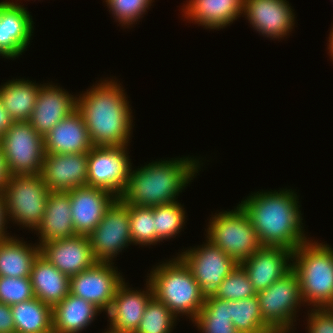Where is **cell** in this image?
Listing matches in <instances>:
<instances>
[{
	"label": "cell",
	"instance_id": "7bdbcfd3",
	"mask_svg": "<svg viewBox=\"0 0 333 333\" xmlns=\"http://www.w3.org/2000/svg\"><path fill=\"white\" fill-rule=\"evenodd\" d=\"M328 49L329 50V55L332 57V61H333V26L332 29L330 30V34H329V41H328Z\"/></svg>",
	"mask_w": 333,
	"mask_h": 333
},
{
	"label": "cell",
	"instance_id": "4dcf8cb0",
	"mask_svg": "<svg viewBox=\"0 0 333 333\" xmlns=\"http://www.w3.org/2000/svg\"><path fill=\"white\" fill-rule=\"evenodd\" d=\"M231 321L239 333H275L263 321L257 294L232 301Z\"/></svg>",
	"mask_w": 333,
	"mask_h": 333
},
{
	"label": "cell",
	"instance_id": "60d3db41",
	"mask_svg": "<svg viewBox=\"0 0 333 333\" xmlns=\"http://www.w3.org/2000/svg\"><path fill=\"white\" fill-rule=\"evenodd\" d=\"M14 122L15 121L11 118L0 101V136L3 135Z\"/></svg>",
	"mask_w": 333,
	"mask_h": 333
},
{
	"label": "cell",
	"instance_id": "d4e9b609",
	"mask_svg": "<svg viewBox=\"0 0 333 333\" xmlns=\"http://www.w3.org/2000/svg\"><path fill=\"white\" fill-rule=\"evenodd\" d=\"M101 313L93 303L69 293L52 307L53 333H81Z\"/></svg>",
	"mask_w": 333,
	"mask_h": 333
},
{
	"label": "cell",
	"instance_id": "6da1fadb",
	"mask_svg": "<svg viewBox=\"0 0 333 333\" xmlns=\"http://www.w3.org/2000/svg\"><path fill=\"white\" fill-rule=\"evenodd\" d=\"M99 82L77 95V110L84 119L91 142L95 147L128 146L133 115L125 89L113 77Z\"/></svg>",
	"mask_w": 333,
	"mask_h": 333
},
{
	"label": "cell",
	"instance_id": "5b68a950",
	"mask_svg": "<svg viewBox=\"0 0 333 333\" xmlns=\"http://www.w3.org/2000/svg\"><path fill=\"white\" fill-rule=\"evenodd\" d=\"M292 270L299 278L304 304L333 307V248L312 239L293 251Z\"/></svg>",
	"mask_w": 333,
	"mask_h": 333
},
{
	"label": "cell",
	"instance_id": "ab89813d",
	"mask_svg": "<svg viewBox=\"0 0 333 333\" xmlns=\"http://www.w3.org/2000/svg\"><path fill=\"white\" fill-rule=\"evenodd\" d=\"M8 216L3 194H0V241L9 238L7 231Z\"/></svg>",
	"mask_w": 333,
	"mask_h": 333
},
{
	"label": "cell",
	"instance_id": "1f68e13d",
	"mask_svg": "<svg viewBox=\"0 0 333 333\" xmlns=\"http://www.w3.org/2000/svg\"><path fill=\"white\" fill-rule=\"evenodd\" d=\"M179 201L154 207L155 244L175 238L186 223V211Z\"/></svg>",
	"mask_w": 333,
	"mask_h": 333
},
{
	"label": "cell",
	"instance_id": "2e32d148",
	"mask_svg": "<svg viewBox=\"0 0 333 333\" xmlns=\"http://www.w3.org/2000/svg\"><path fill=\"white\" fill-rule=\"evenodd\" d=\"M124 281L118 286L111 307L106 312L109 319V333H134L138 328L146 305L153 296L150 282L146 290H133Z\"/></svg>",
	"mask_w": 333,
	"mask_h": 333
},
{
	"label": "cell",
	"instance_id": "9c48e42d",
	"mask_svg": "<svg viewBox=\"0 0 333 333\" xmlns=\"http://www.w3.org/2000/svg\"><path fill=\"white\" fill-rule=\"evenodd\" d=\"M10 175L40 174L44 160V141L28 121L14 122L0 137Z\"/></svg>",
	"mask_w": 333,
	"mask_h": 333
},
{
	"label": "cell",
	"instance_id": "f546056e",
	"mask_svg": "<svg viewBox=\"0 0 333 333\" xmlns=\"http://www.w3.org/2000/svg\"><path fill=\"white\" fill-rule=\"evenodd\" d=\"M232 301L205 296L204 305L192 321L200 333H239L231 321Z\"/></svg>",
	"mask_w": 333,
	"mask_h": 333
},
{
	"label": "cell",
	"instance_id": "d6a6232c",
	"mask_svg": "<svg viewBox=\"0 0 333 333\" xmlns=\"http://www.w3.org/2000/svg\"><path fill=\"white\" fill-rule=\"evenodd\" d=\"M177 319L162 301L152 296L134 333H171Z\"/></svg>",
	"mask_w": 333,
	"mask_h": 333
},
{
	"label": "cell",
	"instance_id": "ba28073f",
	"mask_svg": "<svg viewBox=\"0 0 333 333\" xmlns=\"http://www.w3.org/2000/svg\"><path fill=\"white\" fill-rule=\"evenodd\" d=\"M263 321L275 333H291L295 328L298 309L304 306L299 278L291 270L271 284L267 289L257 292ZM298 307V308H297Z\"/></svg>",
	"mask_w": 333,
	"mask_h": 333
},
{
	"label": "cell",
	"instance_id": "ac0fdd59",
	"mask_svg": "<svg viewBox=\"0 0 333 333\" xmlns=\"http://www.w3.org/2000/svg\"><path fill=\"white\" fill-rule=\"evenodd\" d=\"M40 254L68 277L89 269L97 262L85 235L45 242L40 245Z\"/></svg>",
	"mask_w": 333,
	"mask_h": 333
},
{
	"label": "cell",
	"instance_id": "3957f363",
	"mask_svg": "<svg viewBox=\"0 0 333 333\" xmlns=\"http://www.w3.org/2000/svg\"><path fill=\"white\" fill-rule=\"evenodd\" d=\"M192 157L161 159L132 170L119 199L129 206L155 207L175 202L201 169Z\"/></svg>",
	"mask_w": 333,
	"mask_h": 333
},
{
	"label": "cell",
	"instance_id": "4316f807",
	"mask_svg": "<svg viewBox=\"0 0 333 333\" xmlns=\"http://www.w3.org/2000/svg\"><path fill=\"white\" fill-rule=\"evenodd\" d=\"M41 83L12 79L0 86V101L15 122L29 121Z\"/></svg>",
	"mask_w": 333,
	"mask_h": 333
},
{
	"label": "cell",
	"instance_id": "74e56055",
	"mask_svg": "<svg viewBox=\"0 0 333 333\" xmlns=\"http://www.w3.org/2000/svg\"><path fill=\"white\" fill-rule=\"evenodd\" d=\"M310 309L306 323L308 333H333V307Z\"/></svg>",
	"mask_w": 333,
	"mask_h": 333
},
{
	"label": "cell",
	"instance_id": "4fadbf2b",
	"mask_svg": "<svg viewBox=\"0 0 333 333\" xmlns=\"http://www.w3.org/2000/svg\"><path fill=\"white\" fill-rule=\"evenodd\" d=\"M114 263L96 262L89 269L70 277V293L107 312L118 286L125 279Z\"/></svg>",
	"mask_w": 333,
	"mask_h": 333
},
{
	"label": "cell",
	"instance_id": "ffe728a7",
	"mask_svg": "<svg viewBox=\"0 0 333 333\" xmlns=\"http://www.w3.org/2000/svg\"><path fill=\"white\" fill-rule=\"evenodd\" d=\"M67 192L71 201V215L76 235L88 236L117 199L108 190L88 185Z\"/></svg>",
	"mask_w": 333,
	"mask_h": 333
},
{
	"label": "cell",
	"instance_id": "484cf974",
	"mask_svg": "<svg viewBox=\"0 0 333 333\" xmlns=\"http://www.w3.org/2000/svg\"><path fill=\"white\" fill-rule=\"evenodd\" d=\"M34 296L53 307L70 293V277L61 273L40 253L31 267Z\"/></svg>",
	"mask_w": 333,
	"mask_h": 333
},
{
	"label": "cell",
	"instance_id": "f1b7e54d",
	"mask_svg": "<svg viewBox=\"0 0 333 333\" xmlns=\"http://www.w3.org/2000/svg\"><path fill=\"white\" fill-rule=\"evenodd\" d=\"M17 333H53L52 307L34 297L11 305Z\"/></svg>",
	"mask_w": 333,
	"mask_h": 333
},
{
	"label": "cell",
	"instance_id": "cb8c5ba5",
	"mask_svg": "<svg viewBox=\"0 0 333 333\" xmlns=\"http://www.w3.org/2000/svg\"><path fill=\"white\" fill-rule=\"evenodd\" d=\"M35 231L40 235L39 246L45 242L76 236L68 192L50 191L42 221Z\"/></svg>",
	"mask_w": 333,
	"mask_h": 333
},
{
	"label": "cell",
	"instance_id": "8992f818",
	"mask_svg": "<svg viewBox=\"0 0 333 333\" xmlns=\"http://www.w3.org/2000/svg\"><path fill=\"white\" fill-rule=\"evenodd\" d=\"M206 238L238 264L251 257L262 245L245 211H221L210 217Z\"/></svg>",
	"mask_w": 333,
	"mask_h": 333
},
{
	"label": "cell",
	"instance_id": "7c38bea8",
	"mask_svg": "<svg viewBox=\"0 0 333 333\" xmlns=\"http://www.w3.org/2000/svg\"><path fill=\"white\" fill-rule=\"evenodd\" d=\"M177 256L189 268L206 295L211 294L238 265L233 258L208 239L202 246L190 247L180 254L177 253Z\"/></svg>",
	"mask_w": 333,
	"mask_h": 333
},
{
	"label": "cell",
	"instance_id": "9a60e30c",
	"mask_svg": "<svg viewBox=\"0 0 333 333\" xmlns=\"http://www.w3.org/2000/svg\"><path fill=\"white\" fill-rule=\"evenodd\" d=\"M33 20L29 11L17 1L0 2V56L18 58L26 51L32 33Z\"/></svg>",
	"mask_w": 333,
	"mask_h": 333
},
{
	"label": "cell",
	"instance_id": "f35d334b",
	"mask_svg": "<svg viewBox=\"0 0 333 333\" xmlns=\"http://www.w3.org/2000/svg\"><path fill=\"white\" fill-rule=\"evenodd\" d=\"M15 323L11 306L0 302V333H14Z\"/></svg>",
	"mask_w": 333,
	"mask_h": 333
},
{
	"label": "cell",
	"instance_id": "5bb4252c",
	"mask_svg": "<svg viewBox=\"0 0 333 333\" xmlns=\"http://www.w3.org/2000/svg\"><path fill=\"white\" fill-rule=\"evenodd\" d=\"M286 0H244L243 15L259 34L281 39L295 26V14Z\"/></svg>",
	"mask_w": 333,
	"mask_h": 333
},
{
	"label": "cell",
	"instance_id": "52a82bcc",
	"mask_svg": "<svg viewBox=\"0 0 333 333\" xmlns=\"http://www.w3.org/2000/svg\"><path fill=\"white\" fill-rule=\"evenodd\" d=\"M49 193L41 174L10 175L3 191L8 221L35 231L45 213Z\"/></svg>",
	"mask_w": 333,
	"mask_h": 333
},
{
	"label": "cell",
	"instance_id": "7402d4cb",
	"mask_svg": "<svg viewBox=\"0 0 333 333\" xmlns=\"http://www.w3.org/2000/svg\"><path fill=\"white\" fill-rule=\"evenodd\" d=\"M43 141L45 154L88 153L94 147L77 109L55 125Z\"/></svg>",
	"mask_w": 333,
	"mask_h": 333
},
{
	"label": "cell",
	"instance_id": "8fae6325",
	"mask_svg": "<svg viewBox=\"0 0 333 333\" xmlns=\"http://www.w3.org/2000/svg\"><path fill=\"white\" fill-rule=\"evenodd\" d=\"M127 146L93 147L88 152L87 185L120 197L128 182L131 159Z\"/></svg>",
	"mask_w": 333,
	"mask_h": 333
},
{
	"label": "cell",
	"instance_id": "e0dca14e",
	"mask_svg": "<svg viewBox=\"0 0 333 333\" xmlns=\"http://www.w3.org/2000/svg\"><path fill=\"white\" fill-rule=\"evenodd\" d=\"M88 153L45 154L41 176L50 191L67 192L87 185Z\"/></svg>",
	"mask_w": 333,
	"mask_h": 333
},
{
	"label": "cell",
	"instance_id": "8d00e7d4",
	"mask_svg": "<svg viewBox=\"0 0 333 333\" xmlns=\"http://www.w3.org/2000/svg\"><path fill=\"white\" fill-rule=\"evenodd\" d=\"M30 277L0 276V302L13 305L34 298Z\"/></svg>",
	"mask_w": 333,
	"mask_h": 333
},
{
	"label": "cell",
	"instance_id": "836d02e7",
	"mask_svg": "<svg viewBox=\"0 0 333 333\" xmlns=\"http://www.w3.org/2000/svg\"><path fill=\"white\" fill-rule=\"evenodd\" d=\"M130 234L134 245H155L154 207L129 206Z\"/></svg>",
	"mask_w": 333,
	"mask_h": 333
},
{
	"label": "cell",
	"instance_id": "d6986e66",
	"mask_svg": "<svg viewBox=\"0 0 333 333\" xmlns=\"http://www.w3.org/2000/svg\"><path fill=\"white\" fill-rule=\"evenodd\" d=\"M293 251L280 246H262L240 265L247 273L253 289H267L292 270Z\"/></svg>",
	"mask_w": 333,
	"mask_h": 333
},
{
	"label": "cell",
	"instance_id": "277c9868",
	"mask_svg": "<svg viewBox=\"0 0 333 333\" xmlns=\"http://www.w3.org/2000/svg\"><path fill=\"white\" fill-rule=\"evenodd\" d=\"M171 259L153 267L146 280L152 286L153 296L178 319L186 315L193 321L204 305L206 294L185 263L178 256Z\"/></svg>",
	"mask_w": 333,
	"mask_h": 333
},
{
	"label": "cell",
	"instance_id": "83f0119b",
	"mask_svg": "<svg viewBox=\"0 0 333 333\" xmlns=\"http://www.w3.org/2000/svg\"><path fill=\"white\" fill-rule=\"evenodd\" d=\"M11 236L0 241V276L30 277L31 267L40 253V246L30 245ZM17 238V239H16Z\"/></svg>",
	"mask_w": 333,
	"mask_h": 333
},
{
	"label": "cell",
	"instance_id": "7a4b0ae2",
	"mask_svg": "<svg viewBox=\"0 0 333 333\" xmlns=\"http://www.w3.org/2000/svg\"><path fill=\"white\" fill-rule=\"evenodd\" d=\"M298 200L294 190L285 188L251 193L238 205L249 217L262 246L294 251L310 239L305 236Z\"/></svg>",
	"mask_w": 333,
	"mask_h": 333
},
{
	"label": "cell",
	"instance_id": "d590c367",
	"mask_svg": "<svg viewBox=\"0 0 333 333\" xmlns=\"http://www.w3.org/2000/svg\"><path fill=\"white\" fill-rule=\"evenodd\" d=\"M121 26H131L142 18L154 0H104Z\"/></svg>",
	"mask_w": 333,
	"mask_h": 333
},
{
	"label": "cell",
	"instance_id": "44dd1931",
	"mask_svg": "<svg viewBox=\"0 0 333 333\" xmlns=\"http://www.w3.org/2000/svg\"><path fill=\"white\" fill-rule=\"evenodd\" d=\"M77 109V96L52 83L41 84L32 115L31 126L45 136L62 119Z\"/></svg>",
	"mask_w": 333,
	"mask_h": 333
},
{
	"label": "cell",
	"instance_id": "603a6c76",
	"mask_svg": "<svg viewBox=\"0 0 333 333\" xmlns=\"http://www.w3.org/2000/svg\"><path fill=\"white\" fill-rule=\"evenodd\" d=\"M244 0H189L182 6V16L204 26L205 29H223L243 13Z\"/></svg>",
	"mask_w": 333,
	"mask_h": 333
},
{
	"label": "cell",
	"instance_id": "e575fe53",
	"mask_svg": "<svg viewBox=\"0 0 333 333\" xmlns=\"http://www.w3.org/2000/svg\"><path fill=\"white\" fill-rule=\"evenodd\" d=\"M256 294L247 273L240 264L211 293L215 298L228 301H237Z\"/></svg>",
	"mask_w": 333,
	"mask_h": 333
},
{
	"label": "cell",
	"instance_id": "b9f144b4",
	"mask_svg": "<svg viewBox=\"0 0 333 333\" xmlns=\"http://www.w3.org/2000/svg\"><path fill=\"white\" fill-rule=\"evenodd\" d=\"M9 176H10V174L7 169L4 154H3L2 150H1V146H0V194H3L4 187L9 180Z\"/></svg>",
	"mask_w": 333,
	"mask_h": 333
},
{
	"label": "cell",
	"instance_id": "30bf717a",
	"mask_svg": "<svg viewBox=\"0 0 333 333\" xmlns=\"http://www.w3.org/2000/svg\"><path fill=\"white\" fill-rule=\"evenodd\" d=\"M88 238L95 260L113 263L115 256L132 244L129 205L117 198Z\"/></svg>",
	"mask_w": 333,
	"mask_h": 333
}]
</instances>
